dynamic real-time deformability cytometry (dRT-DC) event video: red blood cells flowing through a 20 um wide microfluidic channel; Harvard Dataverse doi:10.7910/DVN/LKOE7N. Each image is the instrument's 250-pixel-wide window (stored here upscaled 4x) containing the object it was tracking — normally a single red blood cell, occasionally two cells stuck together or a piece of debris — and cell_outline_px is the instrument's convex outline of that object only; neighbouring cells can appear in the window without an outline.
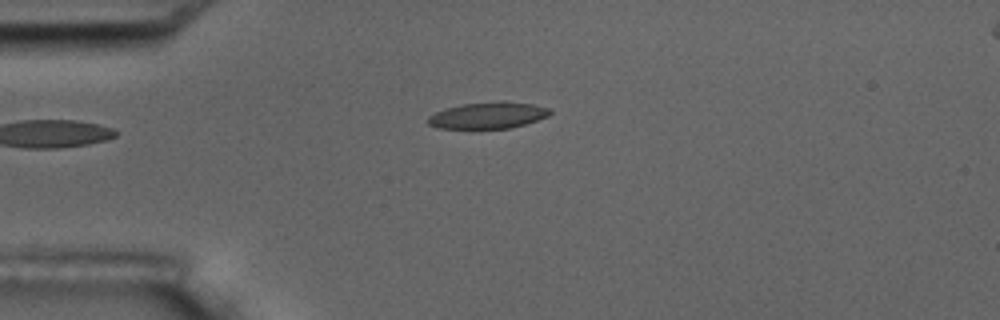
{"species": "common noctule bat (a hibernating species)", "species_latin": "Nyctalus noctula", "temperature_condition": "room temperature", "stored_images_in_passage": 5, "camera_frame_rate_fps": 3000, "um_per_image_px": 0.085, "animal": {"sex": "male", "body_mass_g": 17.5, "forearm_length_mm": 52.3}, "frame": {"image": 1, "passage_image": 5, "time_ms": 4.667, "image_size_px": [1000, 320], "cell_outline_px": [[552, 112], [548, 116], [524, 124], [508, 128], [440, 128], [428, 124], [428, 116], [436, 112], [460, 104], [532, 104], [548, 108]], "centroid_in_image_um": [41.44, 9.85], "position_along_channel_um": 43.6, "area_um2": 17.63}}